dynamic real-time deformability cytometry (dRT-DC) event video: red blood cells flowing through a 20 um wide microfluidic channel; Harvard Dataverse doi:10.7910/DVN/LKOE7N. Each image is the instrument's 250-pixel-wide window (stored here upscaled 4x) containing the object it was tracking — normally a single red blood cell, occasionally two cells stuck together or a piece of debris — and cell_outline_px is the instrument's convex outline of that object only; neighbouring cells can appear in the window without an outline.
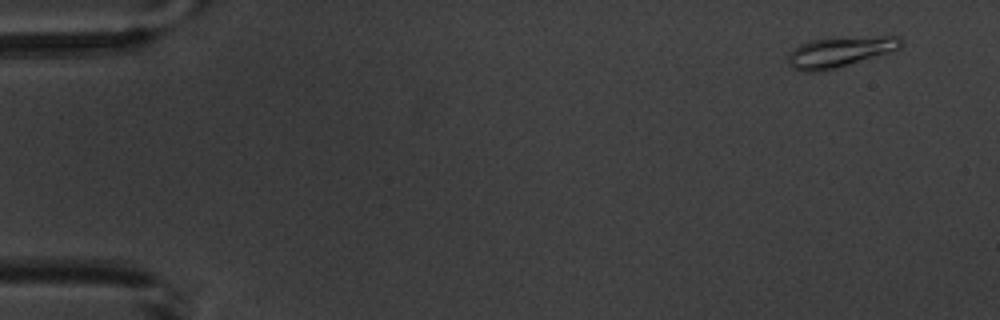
{"species": "common noctule bat (a hibernating species)", "species_latin": "Nyctalus noctula", "temperature_condition": "warm", "stored_images_in_passage": 5, "camera_frame_rate_fps": 3000, "um_per_image_px": 0.085, "animal": {"sex": "male", "body_mass_g": 20.1, "forearm_length_mm": 53.5}, "frame": {"image": 1, "passage_image": 1, "time_ms": 0.0, "image_size_px": [1000, 320], "cell_outline_px": [[904, 44], [900, 48], [888, 52], [832, 68], [816, 72], [804, 72], [792, 68], [788, 60], [788, 56], [800, 44], [812, 40], [884, 36], [900, 36], [904, 40]], "centroid_in_image_um": [71.41, 4.4], "position_along_channel_um": 13.6, "area_um2": 19.19}}
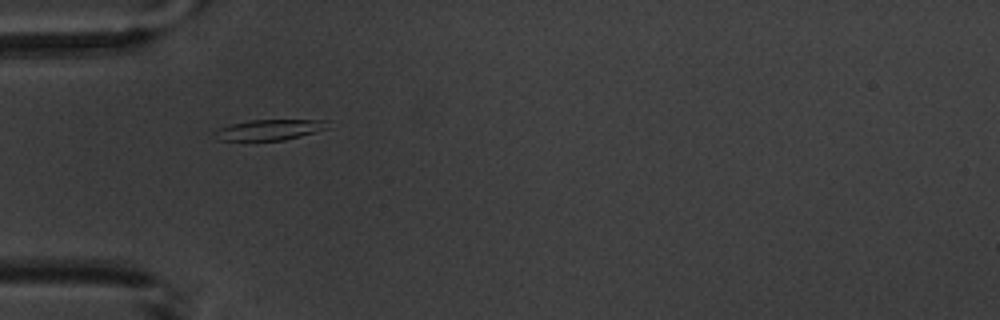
{"frame": {"image": 2, "passage_image": 5, "time_ms": 4.667, "image_size_px": [1000, 320], "cell_outline_px": [[328, 128], [300, 136], [284, 140], [220, 140], [212, 132], [216, 128], [248, 120], [328, 120]], "centroid_in_image_um": [22.88, 11.02], "position_along_channel_um": 62.1, "area_um2": 13.47}}